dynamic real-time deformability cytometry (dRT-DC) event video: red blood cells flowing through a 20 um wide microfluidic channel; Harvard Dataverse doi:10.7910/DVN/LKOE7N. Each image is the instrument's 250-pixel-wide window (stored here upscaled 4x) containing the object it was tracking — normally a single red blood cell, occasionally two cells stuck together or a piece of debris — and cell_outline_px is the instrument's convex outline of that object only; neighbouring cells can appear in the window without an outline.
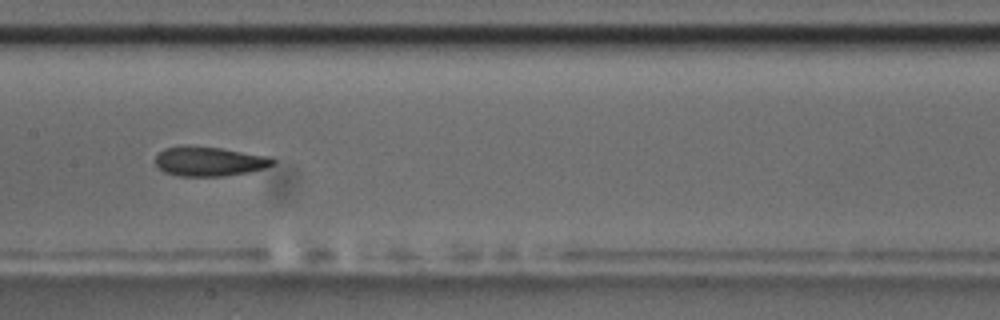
{"species": "common noctule bat (a hibernating species)", "species_latin": "Nyctalus noctula", "temperature_condition": "room temperature", "stored_images_in_passage": 8, "camera_frame_rate_fps": 3000, "um_per_image_px": 0.085, "animal": {"sex": "male", "body_mass_g": 17.5, "forearm_length_mm": 52.3}, "frame": {"image": 1, "passage_image": 7, "time_ms": 7.667, "image_size_px": [1000, 320], "cell_outline_px": [[276, 160], [272, 164], [264, 168], [248, 172], [224, 176], [176, 176], [164, 172], [156, 164], [156, 156], [164, 148], [184, 144], [188, 144], [220, 148], [272, 156]], "centroid_in_image_um": [17.78, 13.7], "position_along_channel_um": 189.6, "area_um2": 20.46}}
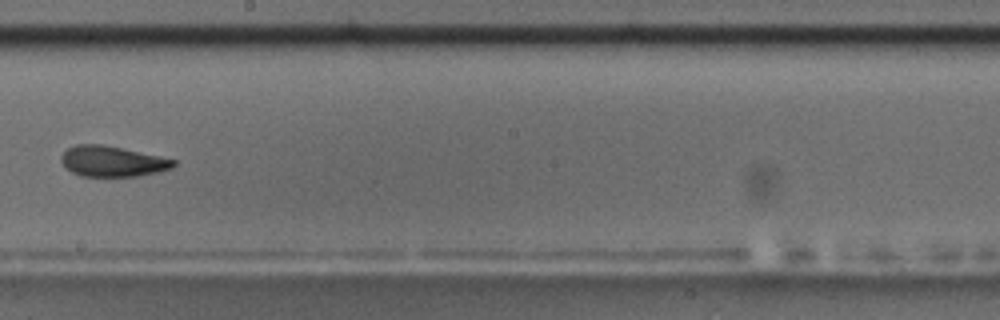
{"frame": {"image": 2, "passage_image": 8, "time_ms": 9.0, "image_size_px": [1000, 320], "cell_outline_px": [[176, 164], [172, 168], [160, 172], [136, 176], [80, 176], [72, 172], [60, 160], [60, 156], [68, 148], [76, 144], [104, 144], [176, 160]], "centroid_in_image_um": [9.55, 13.71], "position_along_channel_um": 238.7, "area_um2": 19.94}}